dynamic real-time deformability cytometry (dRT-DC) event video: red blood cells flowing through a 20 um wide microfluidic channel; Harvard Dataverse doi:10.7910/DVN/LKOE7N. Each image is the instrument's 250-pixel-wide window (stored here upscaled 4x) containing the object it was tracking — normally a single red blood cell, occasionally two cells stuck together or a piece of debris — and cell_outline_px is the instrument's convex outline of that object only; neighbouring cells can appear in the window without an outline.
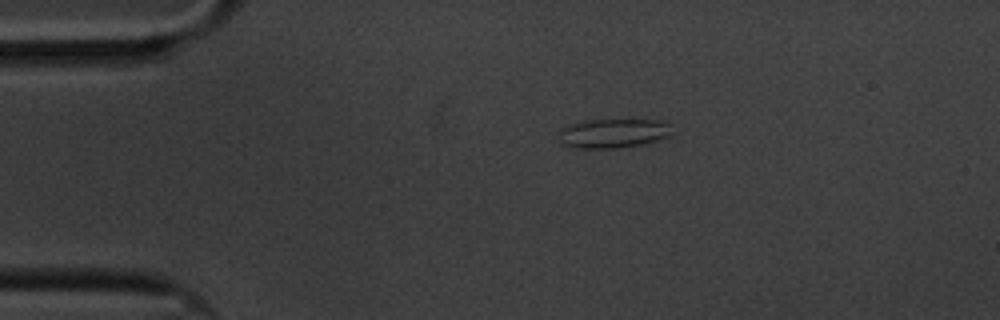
{"species": "common noctule bat (a hibernating species)", "species_latin": "Nyctalus noctula", "temperature_condition": "cold", "stored_images_in_passage": 48, "camera_frame_rate_fps": 3000, "um_per_image_px": 0.085, "animal": {"sex": "male", "body_mass_g": 20.1, "forearm_length_mm": 53.5}, "frame": {"image": 1, "passage_image": 1, "time_ms": 0.0, "image_size_px": [1000, 320], "cell_outline_px": [[668, 136], [656, 140], [640, 144], [612, 148], [572, 148], [560, 144], [560, 128], [568, 124], [588, 120], [656, 120], [668, 124]], "centroid_in_image_um": [51.99, 11.33], "position_along_channel_um": 33.0, "area_um2": 18.9}}
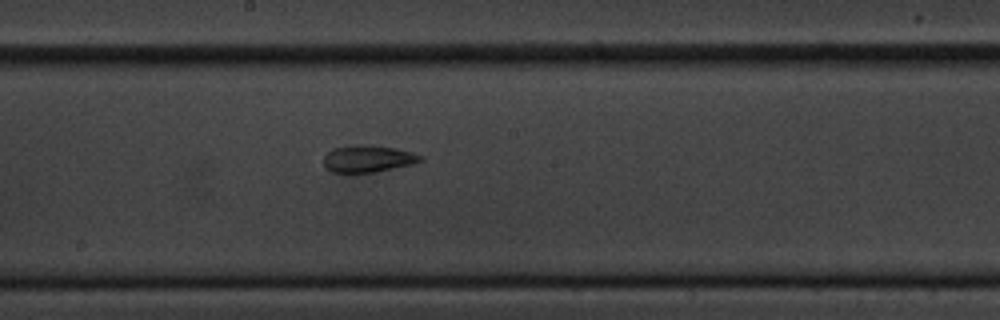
{"frame": {"image": 2, "passage_image": 21, "time_ms": 6.667, "image_size_px": [1000, 320], "cell_outline_px": [[424, 160], [412, 164], [372, 172], [332, 172], [324, 168], [324, 156], [332, 148], [352, 144], [368, 144], [396, 148], [412, 152], [424, 156]], "centroid_in_image_um": [31.27, 13.46], "position_along_channel_um": 216.9, "area_um2": 15.37}}
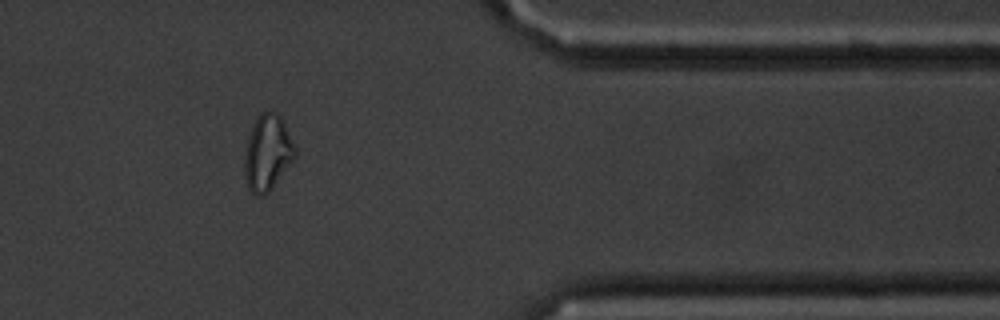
{"frame": {"image": 3, "passage_image": 38, "time_ms": 12.333, "image_size_px": [1000, 320], "cell_outline_px": [[296, 156], [272, 188], [268, 192], [260, 196], [256, 196], [248, 188], [244, 172], [244, 160], [248, 140], [252, 128], [260, 112], [276, 112], [280, 116], [296, 148]], "centroid_in_image_um": [22.74, 13.01], "position_along_channel_um": 388.7, "area_um2": 21.85}, "authors_computed_cell_mechanics": {"area_um2": 15.9817, "velocity_mm_per_s": 3.3694, "shape_relaxation_time_tau1_ms": null, "shape_relaxation_time_tau2_ms": 2.9149, "deformation_change_tau1": null, "deformation_change_tau2": 0.0749}}